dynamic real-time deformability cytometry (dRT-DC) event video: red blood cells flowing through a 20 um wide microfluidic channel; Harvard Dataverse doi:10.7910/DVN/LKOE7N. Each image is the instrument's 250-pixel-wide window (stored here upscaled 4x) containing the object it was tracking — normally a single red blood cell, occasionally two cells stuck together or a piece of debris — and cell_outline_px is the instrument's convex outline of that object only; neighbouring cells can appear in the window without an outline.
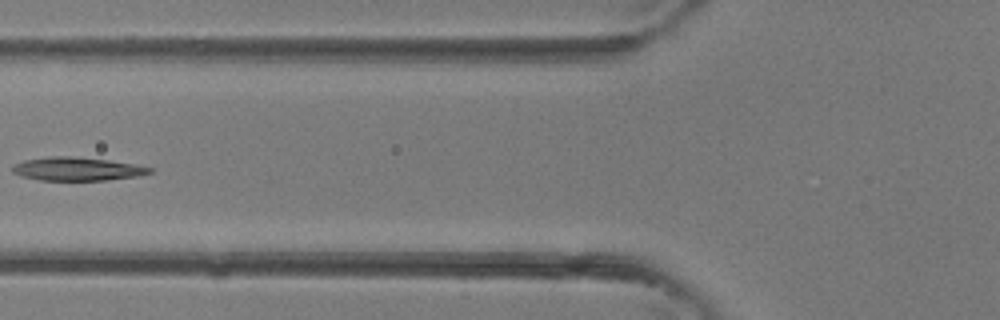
{"species": "common noctule bat (a hibernating species)", "species_latin": "Nyctalus noctula", "temperature_condition": "room temperature", "stored_images_in_passage": 4, "camera_frame_rate_fps": 3000, "um_per_image_px": 0.085, "animal": {"sex": "female"}, "frame": {"image": 1, "passage_image": 4, "time_ms": 1.0, "image_size_px": [1000, 320], "cell_outline_px": [[152, 172], [136, 176], [108, 180], [40, 180], [20, 176], [12, 172], [12, 168], [16, 164], [24, 160], [48, 156], [72, 156], [108, 160], [136, 164], [152, 168]], "centroid_in_image_um": [6.54, 14.36], "position_along_channel_um": 119.3, "area_um2": 18.67}}